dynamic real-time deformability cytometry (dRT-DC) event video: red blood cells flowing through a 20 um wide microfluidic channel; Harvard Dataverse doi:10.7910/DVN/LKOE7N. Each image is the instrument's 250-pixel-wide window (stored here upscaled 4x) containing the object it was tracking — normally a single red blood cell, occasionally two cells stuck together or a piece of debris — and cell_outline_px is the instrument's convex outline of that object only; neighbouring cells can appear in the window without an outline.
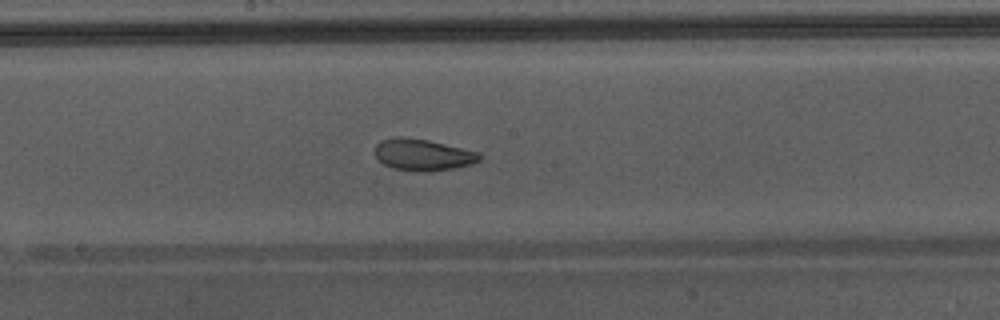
{"species": "Egyptian fruit bat (a non-hibernating species)", "species_latin": "Rousettus aegyptiacus", "temperature_condition": "warm", "stored_images_in_passage": 50, "camera_frame_rate_fps": 3000, "um_per_image_px": 0.085, "animal": {"sex": "male"}, "frame": {"image": 1, "passage_image": 29, "time_ms": 9.333, "image_size_px": [1000, 320], "cell_outline_px": [[480, 160], [472, 164], [432, 172], [424, 172], [392, 168], [384, 164], [376, 156], [376, 144], [380, 140], [396, 136], [424, 140], [480, 152]], "centroid_in_image_um": [35.93, 13.17], "position_along_channel_um": 212.3, "area_um2": 18.96}, "authors_computed_cell_mechanics": {"area_um2": 24.0159, "velocity_mm_per_s": 4.3871, "shape_relaxation_time_tau1_ms": 5.7322, "shape_relaxation_time_tau2_ms": 1.0174, "deformation_change_tau1": 0.1411, "deformation_change_tau2": 0.0638}}